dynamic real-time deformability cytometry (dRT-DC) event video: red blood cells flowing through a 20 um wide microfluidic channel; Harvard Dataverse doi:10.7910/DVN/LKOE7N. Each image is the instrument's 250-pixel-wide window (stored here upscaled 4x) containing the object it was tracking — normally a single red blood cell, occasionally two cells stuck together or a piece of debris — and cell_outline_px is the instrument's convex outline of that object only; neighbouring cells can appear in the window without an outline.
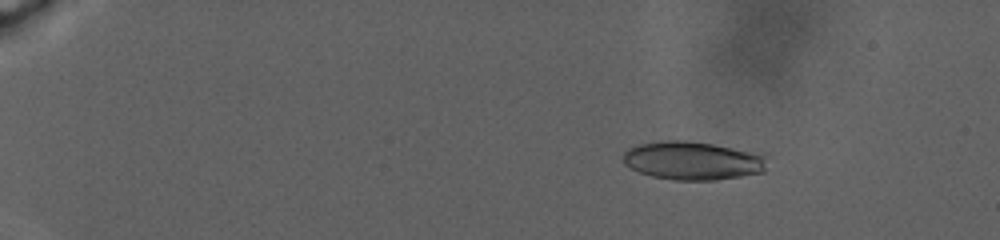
{"species": "human", "species_latin": "Homo sapiens", "temperature_condition": "warm", "stored_images_in_passage": 77, "camera_frame_rate_fps": 3000, "um_per_image_px": 0.085, "donor": {"sex": "male"}, "frame": {"image": 1, "passage_image": 19, "time_ms": 5.667, "image_size_px": [1000, 240], "cell_outline_px": [[772, 156], [764, 172], [716, 180], [672, 180], [652, 176], [640, 172], [624, 164], [624, 152], [628, 148], [636, 144], [664, 140], [684, 140], [712, 144], [764, 152]], "centroid_in_image_um": [59.0, 13.64], "position_along_channel_um": 26.0, "area_um2": 33.0}}
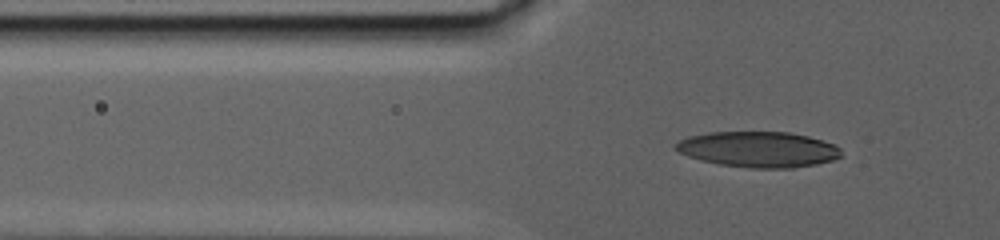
{"frame": {"image": 2, "passage_image": 57, "time_ms": 12.333, "image_size_px": [1000, 240], "cell_outline_px": [[840, 156], [832, 160], [816, 164], [792, 168], [752, 168], [720, 164], [700, 160], [688, 156], [672, 148], [672, 144], [688, 136], [708, 132], [788, 132], [808, 136], [824, 140], [840, 148]], "centroid_in_image_um": [64.42, 12.69], "position_along_channel_um": 61.4, "area_um2": 34.45}}
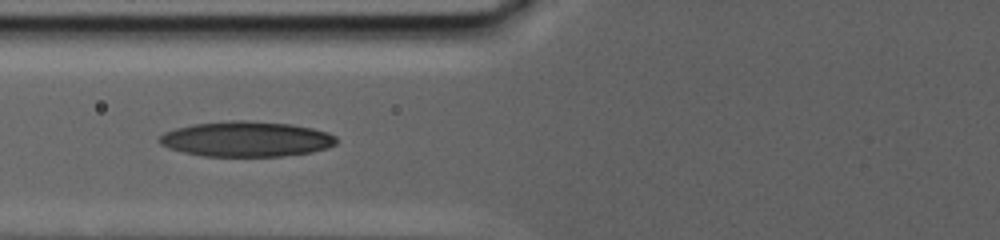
{"frame": {"image": 3, "passage_image": 76, "time_ms": 15.0, "image_size_px": [1000, 240], "cell_outline_px": [[336, 144], [328, 148], [312, 152], [280, 156], [204, 156], [184, 152], [168, 148], [160, 144], [156, 140], [164, 132], [176, 128], [192, 124], [232, 120], [244, 120], [292, 124], [312, 128], [328, 132], [336, 136]], "centroid_in_image_um": [20.93, 11.81], "position_along_channel_um": 104.9, "area_um2": 36.53}}